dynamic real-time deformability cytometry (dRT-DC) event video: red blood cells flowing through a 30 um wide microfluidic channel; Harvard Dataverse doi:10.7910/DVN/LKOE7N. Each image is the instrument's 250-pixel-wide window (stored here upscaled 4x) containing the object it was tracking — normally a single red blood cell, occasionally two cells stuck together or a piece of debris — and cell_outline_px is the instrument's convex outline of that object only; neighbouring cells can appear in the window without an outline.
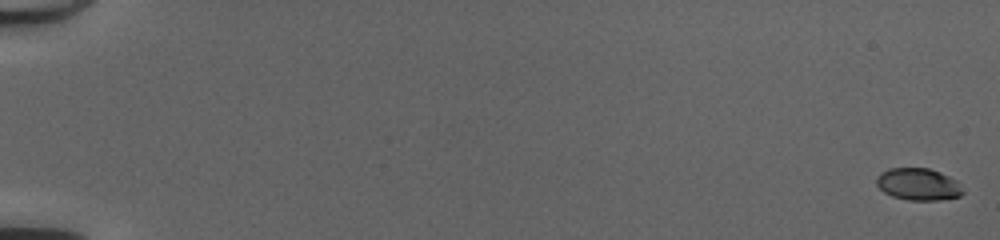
{"species": "common noctule bat (a hibernating species)", "species_latin": "Nyctalus noctula", "temperature_condition": "cold", "stored_images_in_passage": 52, "camera_frame_rate_fps": 3000, "um_per_image_px": 0.085, "animal": {"sex": "female", "body_mass_g": 20.0, "forearm_length_mm": 54.0}, "frame": {"image": 1, "passage_image": 1, "time_ms": 0.0, "image_size_px": [1000, 240], "cell_outline_px": [[964, 192], [960, 196], [940, 200], [908, 200], [892, 196], [884, 192], [876, 184], [876, 176], [880, 172], [888, 168], [928, 168], [940, 172], [956, 180]], "centroid_in_image_um": [78.03, 15.66], "position_along_channel_um": 7.0, "area_um2": 16.18}}
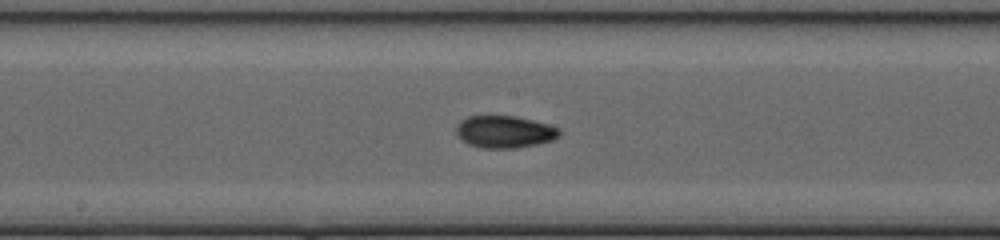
{"frame": {"image": 2, "passage_image": 30, "time_ms": 9.667, "image_size_px": [1000, 240], "cell_outline_px": [[560, 136], [552, 140], [536, 144], [516, 148], [480, 148], [468, 144], [456, 136], [456, 124], [460, 120], [468, 116], [516, 116], [548, 124], [560, 128]], "centroid_in_image_um": [42.86, 11.2], "position_along_channel_um": 205.3, "area_um2": 19.54}}
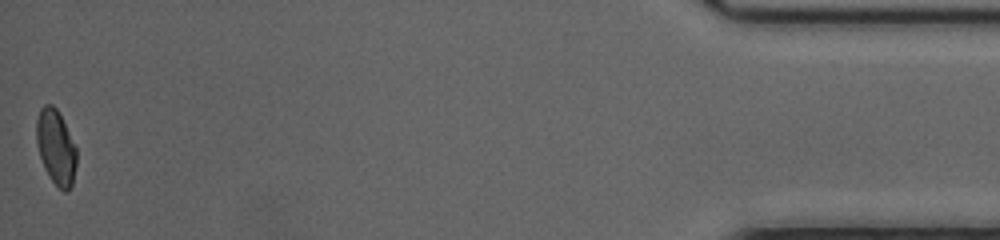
{"frame": {"image": 3, "passage_image": 52, "time_ms": 17.0, "image_size_px": [1000, 240], "cell_outline_px": [[76, 164], [72, 184], [68, 192], [64, 192], [52, 180], [44, 168], [40, 156], [36, 140], [36, 120], [40, 108], [44, 104], [52, 104], [56, 108], [76, 148]], "centroid_in_image_um": [4.73, 12.51], "position_along_channel_um": 430.5, "area_um2": 17.22}, "authors_computed_cell_mechanics": {"area_um2": 18.1203, "velocity_mm_per_s": 4.1792, "shape_relaxation_time_tau1_ms": 3.9491, "shape_relaxation_time_tau2_ms": 1.5866, "deformation_change_tau1": 0.1454, "deformation_change_tau2": 0.049}}